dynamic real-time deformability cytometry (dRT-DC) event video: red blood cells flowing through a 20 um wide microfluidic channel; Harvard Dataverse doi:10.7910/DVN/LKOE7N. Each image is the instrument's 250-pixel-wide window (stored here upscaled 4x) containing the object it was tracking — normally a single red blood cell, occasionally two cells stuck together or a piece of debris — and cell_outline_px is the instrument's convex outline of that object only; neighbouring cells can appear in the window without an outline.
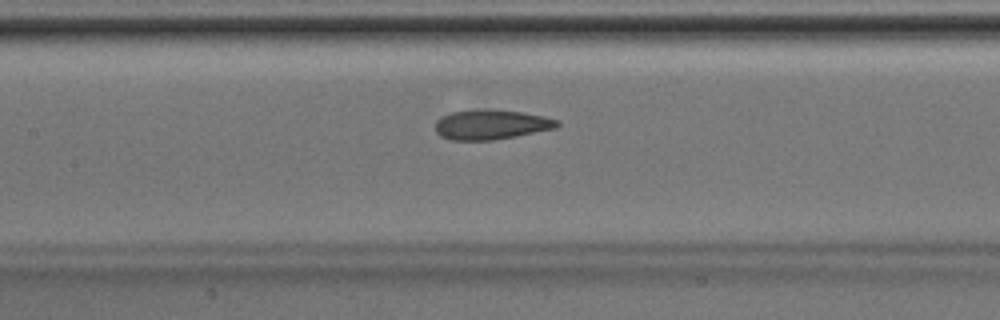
{"species": "Egyptian fruit bat (a non-hibernating species)", "species_latin": "Rousettus aegyptiacus", "temperature_condition": "room temperature", "stored_images_in_passage": 30, "camera_frame_rate_fps": 3000, "um_per_image_px": 0.085, "animal": {"sex": "male"}, "frame": {"image": 1, "passage_image": 9, "time_ms": 2.667, "image_size_px": [1000, 320], "cell_outline_px": [[560, 124], [556, 128], [516, 136], [492, 140], [452, 140], [440, 136], [436, 132], [436, 120], [440, 116], [452, 112], [480, 108], [492, 108], [520, 112], [544, 116], [560, 120]], "centroid_in_image_um": [41.74, 10.57], "position_along_channel_um": 165.7, "area_um2": 21.44}}